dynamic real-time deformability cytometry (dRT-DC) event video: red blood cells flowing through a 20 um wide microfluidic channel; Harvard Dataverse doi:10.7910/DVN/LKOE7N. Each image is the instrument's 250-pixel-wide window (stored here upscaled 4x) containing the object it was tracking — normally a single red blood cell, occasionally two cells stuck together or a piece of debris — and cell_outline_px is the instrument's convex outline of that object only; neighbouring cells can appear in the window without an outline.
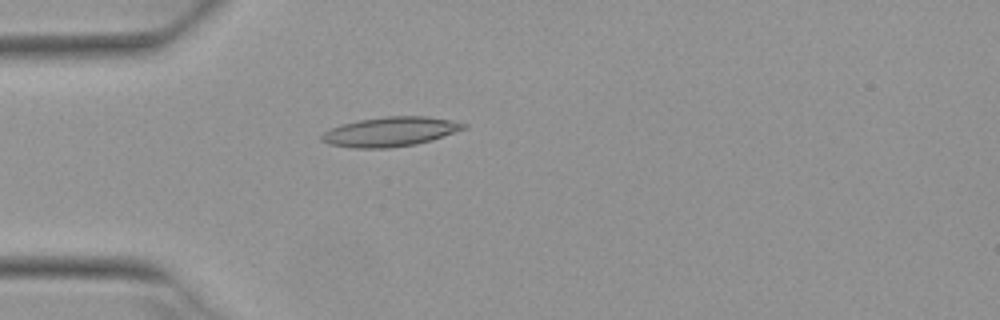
{"species": "Egyptian fruit bat (a non-hibernating species)", "species_latin": "Rousettus aegyptiacus", "temperature_condition": "warm", "stored_images_in_passage": 4, "camera_frame_rate_fps": 3000, "um_per_image_px": 0.085, "animal": {"sex": "female"}, "frame": {"image": 1, "passage_image": 4, "time_ms": 1.0, "image_size_px": [1000, 320], "cell_outline_px": [[468, 128], [432, 140], [416, 144], [388, 148], [352, 148], [328, 144], [320, 140], [320, 136], [324, 132], [340, 124], [360, 120], [384, 116], [428, 116], [452, 120], [468, 124]], "centroid_in_image_um": [33.19, 11.19], "position_along_channel_um": 51.8, "area_um2": 24.62}}